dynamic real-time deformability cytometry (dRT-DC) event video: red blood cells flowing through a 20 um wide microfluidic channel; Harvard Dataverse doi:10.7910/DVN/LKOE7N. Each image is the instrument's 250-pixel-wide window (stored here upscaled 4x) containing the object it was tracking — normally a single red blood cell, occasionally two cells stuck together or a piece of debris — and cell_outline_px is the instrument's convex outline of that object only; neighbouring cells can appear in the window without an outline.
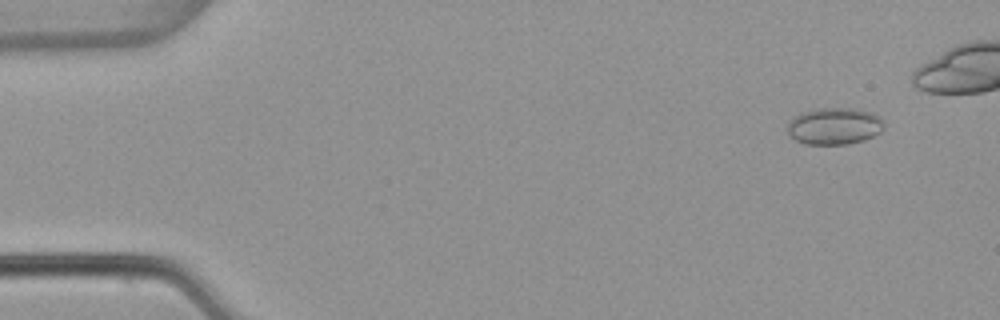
{"species": "common noctule bat (a hibernating species)", "species_latin": "Nyctalus noctula", "temperature_condition": "warm", "stored_images_in_passage": 48, "camera_frame_rate_fps": 3000, "um_per_image_px": 0.085, "animal": {"sex": "female", "body_mass_g": 22.7, "forearm_length_mm": 54.2}, "frame": {"image": 1, "passage_image": 5, "time_ms": 1.333, "image_size_px": [1000, 320], "cell_outline_px": [[884, 128], [880, 132], [864, 140], [848, 144], [804, 144], [788, 136], [788, 120], [792, 116], [800, 112], [816, 108], [856, 108], [872, 112], [880, 116], [884, 120]], "centroid_in_image_um": [70.9, 10.7], "position_along_channel_um": 14.1, "area_um2": 21.21}}